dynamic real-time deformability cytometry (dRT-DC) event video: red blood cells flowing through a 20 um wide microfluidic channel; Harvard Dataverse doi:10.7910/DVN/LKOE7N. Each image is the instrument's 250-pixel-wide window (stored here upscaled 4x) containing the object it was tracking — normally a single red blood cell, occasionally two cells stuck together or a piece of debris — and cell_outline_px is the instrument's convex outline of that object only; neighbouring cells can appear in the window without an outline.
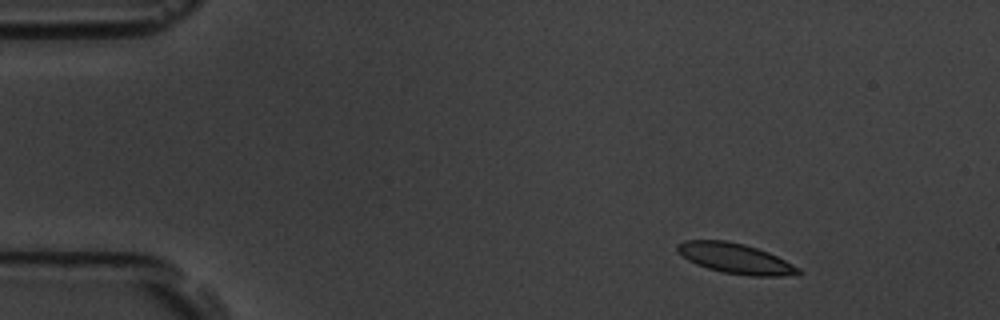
{"species": "common noctule bat (a hibernating species)", "species_latin": "Nyctalus noctula", "temperature_condition": "room temperature", "stored_images_in_passage": 4, "camera_frame_rate_fps": 3000, "um_per_image_px": 0.085, "animal": {"sex": "male", "body_mass_g": 19.5, "forearm_length_mm": 54.6}, "frame": {"image": 1, "passage_image": 1, "time_ms": 0.0, "image_size_px": [1000, 320], "cell_outline_px": [[800, 272], [780, 276], [752, 276], [724, 272], [708, 268], [696, 264], [688, 260], [676, 252], [676, 244], [684, 240], [728, 240], [744, 244], [768, 252], [800, 268]], "centroid_in_image_um": [62.43, 21.94], "position_along_channel_um": 22.6, "area_um2": 21.1}}
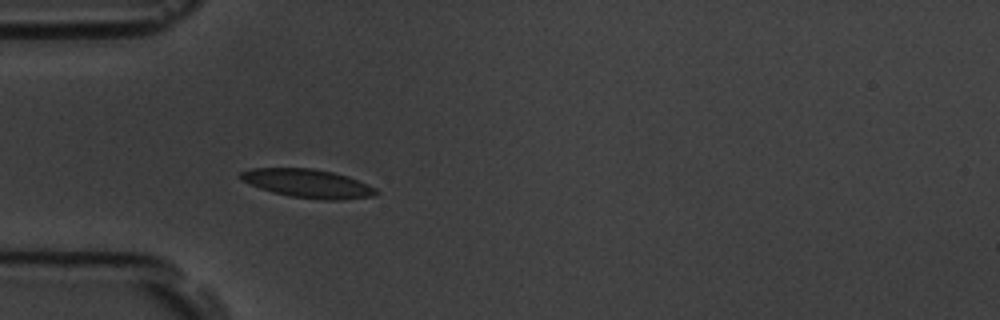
{"frame": {"image": 2, "passage_image": 4, "time_ms": 3.333, "image_size_px": [1000, 320], "cell_outline_px": [[380, 192], [376, 196], [340, 200], [324, 200], [292, 196], [272, 192], [260, 188], [240, 180], [236, 176], [240, 172], [252, 168], [312, 168], [332, 172], [348, 176], [368, 184], [376, 188]], "centroid_in_image_um": [26.17, 15.59], "position_along_channel_um": 58.8, "area_um2": 22.72}}